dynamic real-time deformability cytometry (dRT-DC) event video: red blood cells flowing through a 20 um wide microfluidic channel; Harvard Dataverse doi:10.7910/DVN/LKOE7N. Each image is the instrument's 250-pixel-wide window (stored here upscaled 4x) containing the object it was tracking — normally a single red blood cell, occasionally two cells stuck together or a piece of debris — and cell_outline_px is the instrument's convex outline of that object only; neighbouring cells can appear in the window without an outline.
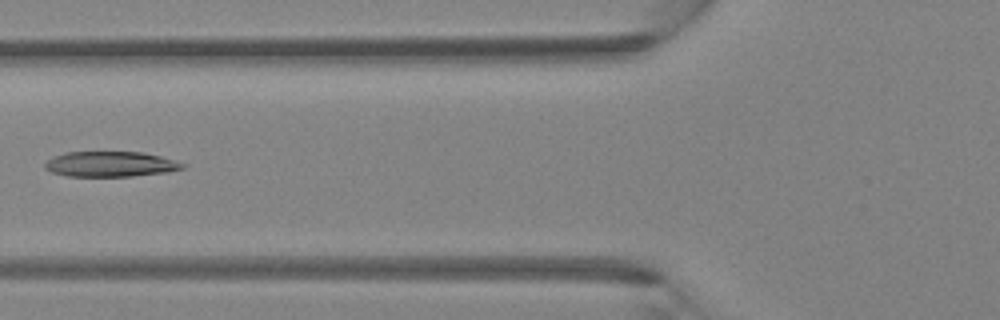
{"species": "Egyptian fruit bat (a non-hibernating species)", "species_latin": "Rousettus aegyptiacus", "temperature_condition": "room temperature", "stored_images_in_passage": 5, "camera_frame_rate_fps": 3000, "um_per_image_px": 0.085, "animal": {"sex": "female"}, "frame": {"image": 1, "passage_image": 5, "time_ms": 1.333, "image_size_px": [1000, 320], "cell_outline_px": [[188, 164], [184, 168], [168, 172], [132, 176], [68, 176], [52, 172], [44, 168], [44, 164], [52, 156], [64, 152], [144, 152], [160, 156]], "centroid_in_image_um": [9.4, 13.94], "position_along_channel_um": 116.4, "area_um2": 20.4}}